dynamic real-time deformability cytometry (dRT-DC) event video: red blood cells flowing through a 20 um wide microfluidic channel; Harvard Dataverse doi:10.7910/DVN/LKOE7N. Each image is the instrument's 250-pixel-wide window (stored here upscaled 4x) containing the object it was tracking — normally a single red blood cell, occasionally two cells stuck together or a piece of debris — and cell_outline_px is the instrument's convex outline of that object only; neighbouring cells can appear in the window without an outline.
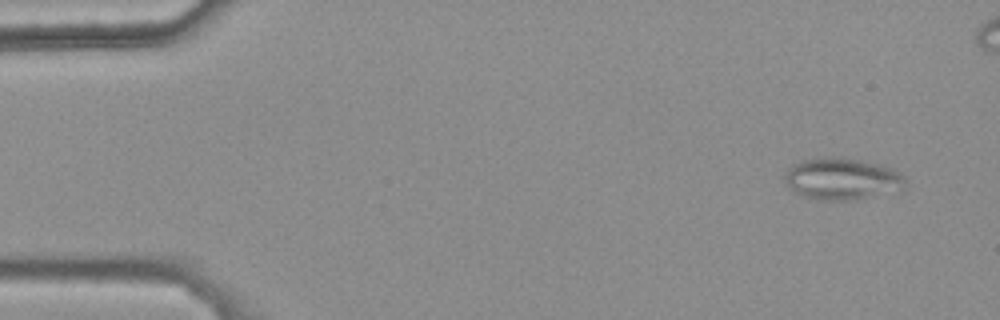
{"species": "common noctule bat (a hibernating species)", "species_latin": "Nyctalus noctula", "temperature_condition": "warm", "stored_images_in_passage": 44, "camera_frame_rate_fps": 3000, "um_per_image_px": 0.085, "animal": {"sex": "female", "body_mass_g": 25.1}, "frame": {"image": 1, "passage_image": 1, "time_ms": 0.0, "image_size_px": [1000, 320], "cell_outline_px": [[908, 180], [904, 188], [856, 200], [824, 200], [804, 196], [796, 192], [784, 180], [784, 172], [792, 164], [804, 160], [832, 156], [860, 160], [892, 168], [904, 176]], "centroid_in_image_um": [71.58, 15.19], "position_along_channel_um": 13.4, "area_um2": 29.13}}
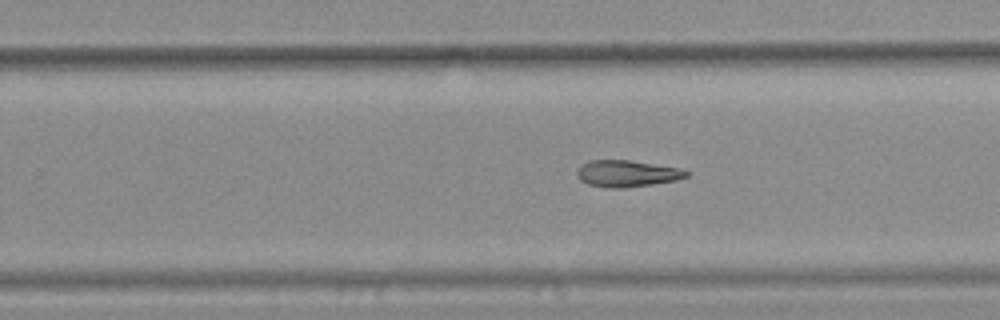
{"frame": {"image": 2, "passage_image": 31, "time_ms": 10.0, "image_size_px": [1000, 320], "cell_outline_px": [[688, 176], [676, 180], [652, 184], [620, 188], [608, 188], [588, 184], [580, 180], [576, 176], [576, 172], [588, 160], [628, 160], [680, 168], [688, 172]], "centroid_in_image_um": [53.27, 14.75], "position_along_channel_um": 276.5, "area_um2": 16.76}}
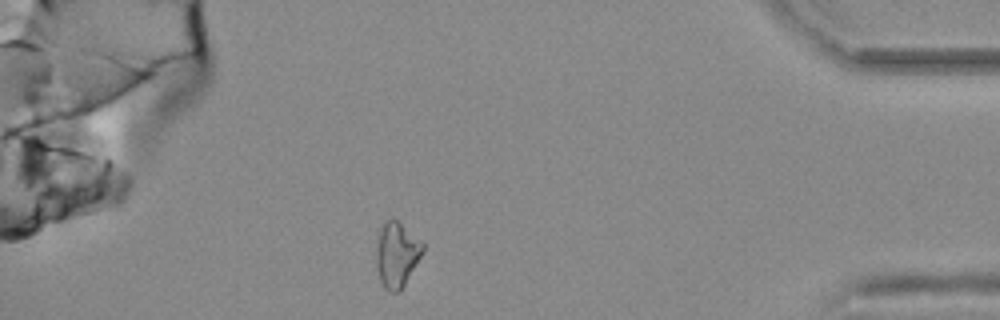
{"frame": {"image": 3, "passage_image": 44, "time_ms": 14.333, "image_size_px": [1000, 320], "cell_outline_px": [[424, 252], [400, 292], [388, 292], [384, 288], [380, 280], [376, 268], [376, 244], [380, 228], [392, 216], [420, 240], [424, 244]], "centroid_in_image_um": [33.71, 21.66], "position_along_channel_um": 401.5, "area_um2": 17.8}}